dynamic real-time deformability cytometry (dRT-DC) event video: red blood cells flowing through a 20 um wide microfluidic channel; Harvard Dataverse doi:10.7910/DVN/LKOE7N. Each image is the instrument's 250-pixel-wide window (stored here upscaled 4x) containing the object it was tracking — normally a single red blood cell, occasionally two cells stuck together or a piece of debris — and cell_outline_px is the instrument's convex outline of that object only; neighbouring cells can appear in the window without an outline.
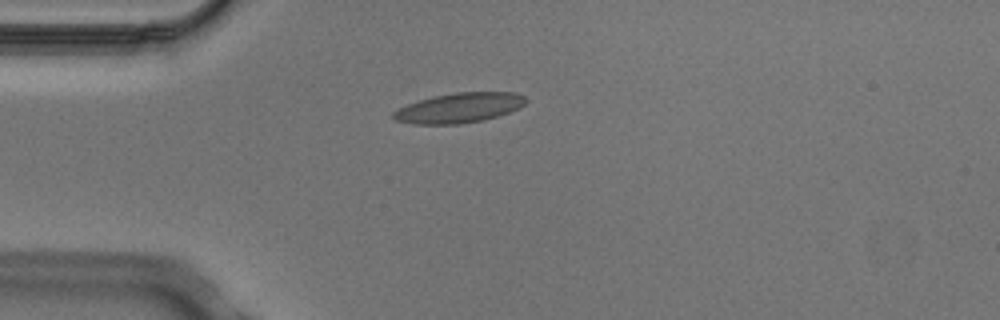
{"species": "Egyptian fruit bat (a non-hibernating species)", "species_latin": "Rousettus aegyptiacus", "temperature_condition": "cold", "stored_images_in_passage": 4, "camera_frame_rate_fps": 3000, "um_per_image_px": 0.085, "animal": {"sex": "male"}, "frame": {"image": 1, "passage_image": 1, "time_ms": 0.0, "image_size_px": [1000, 320], "cell_outline_px": [[528, 100], [520, 108], [484, 120], [460, 124], [412, 124], [396, 120], [392, 116], [392, 112], [408, 104], [432, 96], [456, 92], [516, 92], [524, 96]], "centroid_in_image_um": [39.05, 9.16], "position_along_channel_um": 46.0, "area_um2": 23.06}}
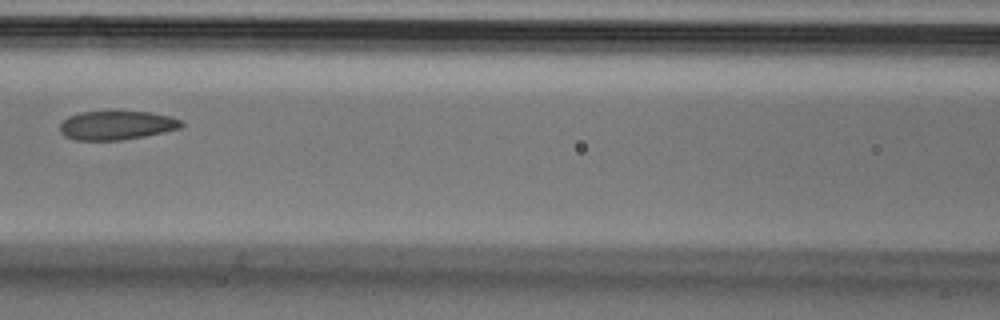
{"frame": {"image": 2, "passage_image": 4, "time_ms": 1.0, "image_size_px": [1000, 320], "cell_outline_px": [[184, 124], [180, 128], [144, 136], [120, 140], [76, 140], [64, 136], [60, 132], [60, 124], [68, 116], [80, 112], [148, 112], [168, 116], [184, 120]], "centroid_in_image_um": [9.9, 10.65], "position_along_channel_um": 156.7, "area_um2": 20.29}}